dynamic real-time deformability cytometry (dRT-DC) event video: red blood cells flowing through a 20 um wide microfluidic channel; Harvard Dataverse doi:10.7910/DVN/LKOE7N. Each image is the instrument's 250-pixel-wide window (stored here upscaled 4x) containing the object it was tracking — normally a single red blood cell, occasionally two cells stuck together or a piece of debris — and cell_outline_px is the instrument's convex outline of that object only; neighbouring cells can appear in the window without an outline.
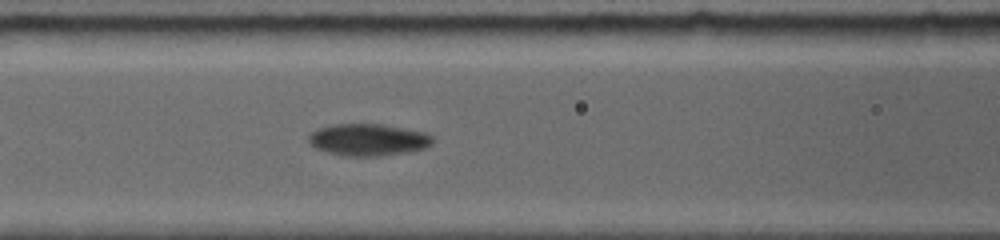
{"species": "common noctule bat (a hibernating species)", "species_latin": "Nyctalus noctula", "temperature_condition": "room temperature", "stored_images_in_passage": 12, "camera_frame_rate_fps": 5000, "um_per_image_px": 0.085, "animal": {"sex": "female", "body_mass_g": 19.0, "forearm_length_mm": 56.7}, "frame": {"image": 1, "passage_image": 7, "time_ms": 3.2, "image_size_px": [1000, 240], "cell_outline_px": [[436, 140], [432, 144], [424, 148], [408, 152], [380, 156], [344, 156], [328, 152], [316, 148], [308, 144], [308, 136], [316, 128], [332, 124], [380, 124], [428, 132]], "centroid_in_image_um": [31.3, 11.87], "position_along_channel_um": 135.3, "area_um2": 23.41}}